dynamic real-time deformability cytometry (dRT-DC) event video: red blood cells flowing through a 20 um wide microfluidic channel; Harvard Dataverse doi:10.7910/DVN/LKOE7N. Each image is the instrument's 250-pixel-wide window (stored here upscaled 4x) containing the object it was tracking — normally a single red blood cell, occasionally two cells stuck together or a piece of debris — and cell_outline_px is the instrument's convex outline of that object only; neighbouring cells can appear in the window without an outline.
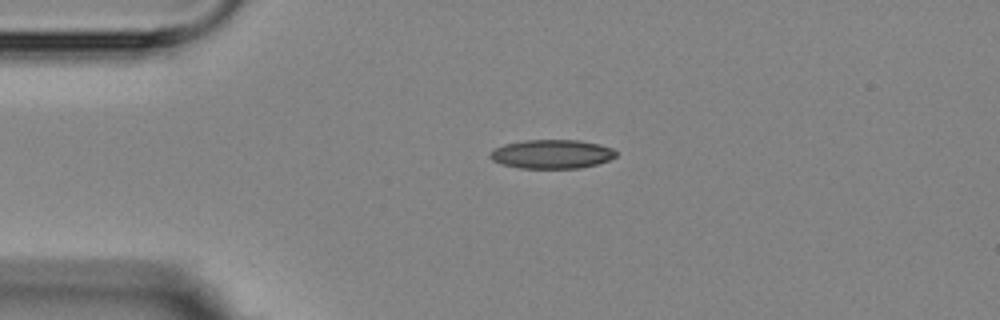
{"species": "Egyptian fruit bat (a non-hibernating species)", "species_latin": "Rousettus aegyptiacus", "temperature_condition": "room temperature", "stored_images_in_passage": 3, "camera_frame_rate_fps": 3000, "um_per_image_px": 0.085, "animal": {"sex": "female"}, "frame": {"image": 1, "passage_image": 3, "time_ms": 3.667, "image_size_px": [1000, 320], "cell_outline_px": [[616, 156], [608, 160], [596, 164], [580, 168], [520, 168], [500, 164], [492, 160], [488, 156], [488, 152], [504, 144], [524, 140], [580, 140], [600, 144], [612, 148], [616, 152]], "centroid_in_image_um": [46.87, 13.09], "position_along_channel_um": 38.1, "area_um2": 21.33}}